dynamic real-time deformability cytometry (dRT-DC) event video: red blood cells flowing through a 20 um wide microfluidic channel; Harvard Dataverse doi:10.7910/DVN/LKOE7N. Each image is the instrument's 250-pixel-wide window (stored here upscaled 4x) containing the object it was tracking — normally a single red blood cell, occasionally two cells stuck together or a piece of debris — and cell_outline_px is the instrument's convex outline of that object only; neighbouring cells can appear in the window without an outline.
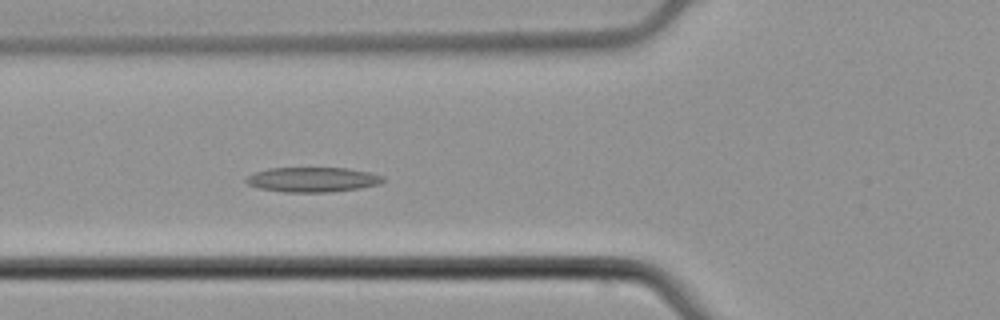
{"species": "common noctule bat (a hibernating species)", "species_latin": "Nyctalus noctula", "temperature_condition": "cold", "stored_images_in_passage": 6, "camera_frame_rate_fps": 3000, "um_per_image_px": 0.085, "animal": {"sex": "male", "body_mass_g": 21.5, "forearm_length_mm": 52.0}, "frame": {"image": 1, "passage_image": 6, "time_ms": 1.667, "image_size_px": [1000, 320], "cell_outline_px": [[384, 180], [380, 184], [360, 188], [332, 192], [284, 192], [260, 188], [248, 184], [244, 180], [252, 172], [268, 168], [348, 168], [368, 172], [384, 176]], "centroid_in_image_um": [26.56, 15.26], "position_along_channel_um": 99.2, "area_um2": 19.88}}